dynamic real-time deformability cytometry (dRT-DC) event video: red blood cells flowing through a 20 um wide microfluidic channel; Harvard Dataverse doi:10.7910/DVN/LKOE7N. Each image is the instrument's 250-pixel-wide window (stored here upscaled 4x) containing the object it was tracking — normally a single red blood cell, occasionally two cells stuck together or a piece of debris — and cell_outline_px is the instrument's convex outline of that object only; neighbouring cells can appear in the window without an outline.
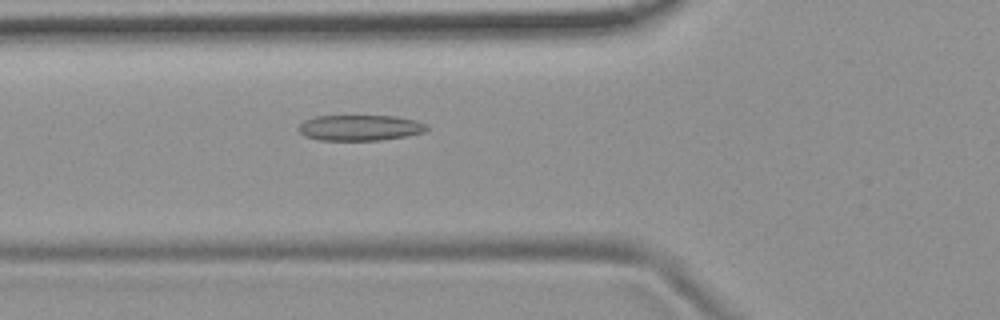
{"species": "common noctule bat (a hibernating species)", "species_latin": "Nyctalus noctula", "temperature_condition": "room temperature", "stored_images_in_passage": 49, "camera_frame_rate_fps": 3000, "um_per_image_px": 0.085, "animal": {"sex": "female", "body_mass_g": 19.9}, "frame": {"image": 1, "passage_image": 15, "time_ms": 4.667, "image_size_px": [1000, 320], "cell_outline_px": [[428, 128], [424, 132], [404, 136], [380, 140], [320, 140], [304, 136], [296, 128], [304, 120], [316, 116], [396, 116], [416, 120], [428, 124]], "centroid_in_image_um": [30.58, 10.85], "position_along_channel_um": 95.2, "area_um2": 19.25}}
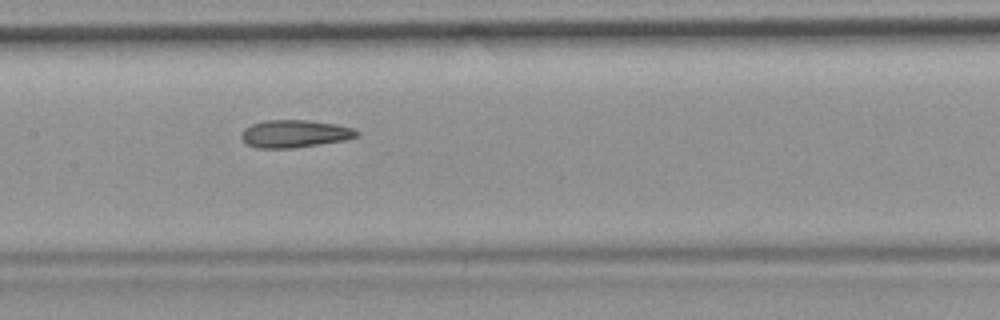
{"frame": {"image": 2, "passage_image": 22, "time_ms": 7.0, "image_size_px": [1000, 320], "cell_outline_px": [[360, 132], [356, 136], [344, 140], [320, 144], [292, 148], [256, 148], [248, 144], [240, 136], [240, 132], [244, 128], [252, 124], [264, 120], [308, 120], [336, 124], [352, 128]], "centroid_in_image_um": [25.01, 11.36], "position_along_channel_um": 182.4, "area_um2": 18.5}}
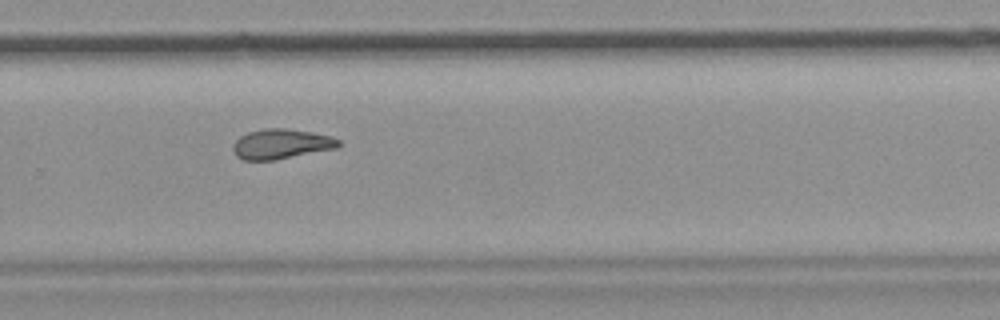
{"frame": {"image": 3, "passage_image": 32, "time_ms": 10.333, "image_size_px": [1000, 320], "cell_outline_px": [[340, 144], [336, 148], [276, 160], [244, 160], [236, 156], [232, 148], [232, 144], [240, 136], [248, 132], [264, 128], [284, 128], [312, 132], [328, 136], [340, 140]], "centroid_in_image_um": [23.86, 12.24], "position_along_channel_um": 305.9, "area_um2": 18.38}, "authors_computed_cell_mechanics": {"area_um2": 19.1318, "velocity_mm_per_s": 3.7178, "shape_relaxation_time_tau1_ms": null, "shape_relaxation_time_tau2_ms": 3.3881, "deformation_change_tau1": null, "deformation_change_tau2": 0.0998}}